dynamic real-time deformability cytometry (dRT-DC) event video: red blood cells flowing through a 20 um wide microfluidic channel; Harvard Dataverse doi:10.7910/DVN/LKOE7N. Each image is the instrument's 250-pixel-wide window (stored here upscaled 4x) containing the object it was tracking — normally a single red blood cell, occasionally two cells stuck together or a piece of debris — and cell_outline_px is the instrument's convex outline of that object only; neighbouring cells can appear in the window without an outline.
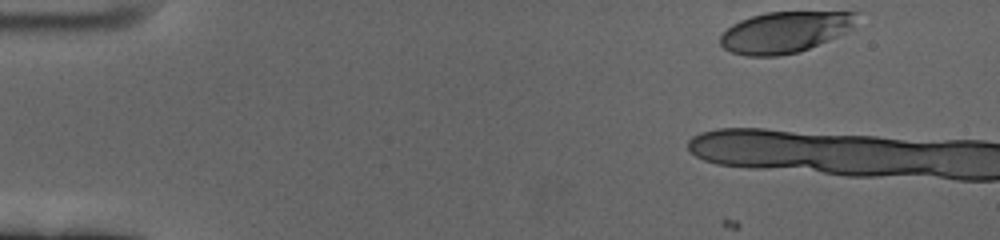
{"species": "human", "species_latin": "Homo sapiens", "temperature_condition": "cold", "stored_images_in_passage": 13, "camera_frame_rate_fps": 3000, "um_per_image_px": 0.085, "donor": {"sex": "female"}, "frame": {"image": 1, "passage_image": 1, "time_ms": 0.0, "image_size_px": [1000, 240], "cell_outline_px": [[860, 12], [852, 28], [848, 32], [800, 52], [776, 56], [748, 56], [732, 52], [724, 48], [720, 44], [720, 36], [732, 24], [740, 20], [764, 12]], "centroid_in_image_um": [66.73, 2.73], "position_along_channel_um": 18.3, "area_um2": 32.77}}